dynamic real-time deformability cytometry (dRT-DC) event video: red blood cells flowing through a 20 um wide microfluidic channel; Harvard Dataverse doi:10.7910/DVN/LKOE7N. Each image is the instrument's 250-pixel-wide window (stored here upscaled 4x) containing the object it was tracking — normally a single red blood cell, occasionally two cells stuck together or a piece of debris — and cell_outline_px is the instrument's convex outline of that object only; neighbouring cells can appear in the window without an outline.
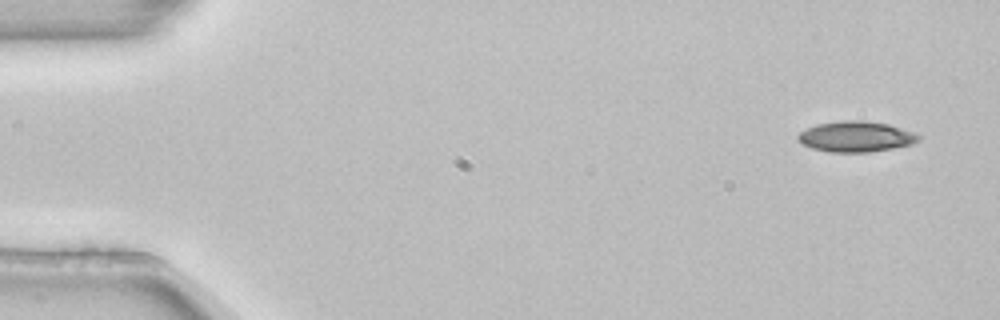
{"species": "common noctule bat (a hibernating species)", "species_latin": "Nyctalus noctula", "temperature_condition": "room temperature", "stored_images_in_passage": 4, "camera_frame_rate_fps": 3000, "um_per_image_px": 0.085, "animal": {"sex": "female", "body_mass_g": 22.7, "forearm_length_mm": 54.2}, "frame": {"image": 1, "passage_image": 1, "time_ms": 0.0, "image_size_px": [1000, 320], "cell_outline_px": [[920, 140], [912, 144], [892, 148], [868, 152], [828, 152], [812, 148], [800, 144], [796, 140], [796, 136], [800, 132], [816, 124], [844, 120], [864, 120], [888, 124], [912, 132], [920, 136]], "centroid_in_image_um": [72.7, 11.61], "position_along_channel_um": 12.3, "area_um2": 21.56}}
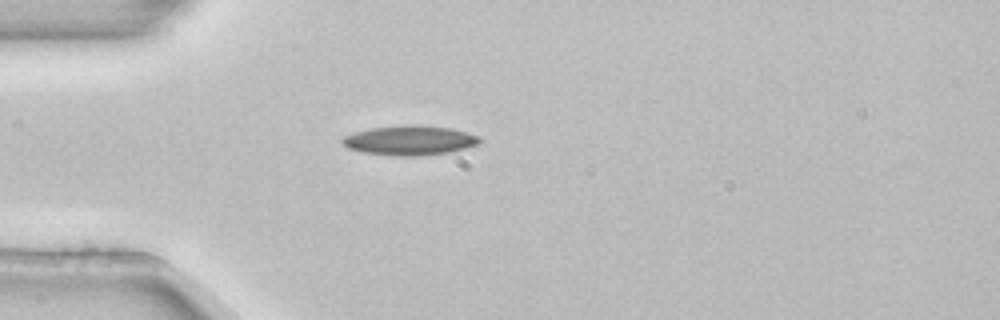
{"frame": {"image": 2, "passage_image": 4, "time_ms": 1.0, "image_size_px": [1000, 320], "cell_outline_px": [[484, 140], [480, 144], [448, 152], [420, 156], [396, 156], [364, 152], [348, 148], [340, 140], [344, 136], [356, 132], [372, 128], [404, 124], [412, 124], [452, 128], [480, 136]], "centroid_in_image_um": [34.87, 11.92], "position_along_channel_um": 50.1, "area_um2": 23.76}}